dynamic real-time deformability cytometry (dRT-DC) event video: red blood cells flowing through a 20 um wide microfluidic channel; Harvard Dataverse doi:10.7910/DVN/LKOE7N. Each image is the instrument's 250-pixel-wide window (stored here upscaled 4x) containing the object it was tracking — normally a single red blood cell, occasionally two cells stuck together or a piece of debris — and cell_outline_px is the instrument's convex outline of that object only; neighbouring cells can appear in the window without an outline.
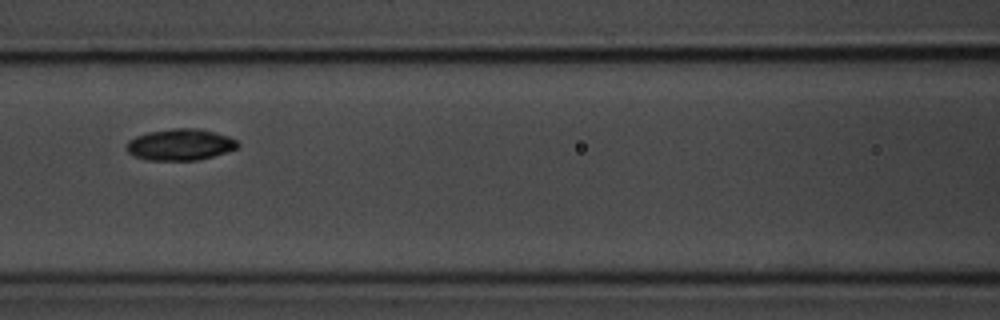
{"species": "common noctule bat (a hibernating species)", "species_latin": "Nyctalus noctula", "temperature_condition": "room temperature", "stored_images_in_passage": 6, "camera_frame_rate_fps": 3000, "um_per_image_px": 0.085, "animal": {"sex": "male", "body_mass_g": 20.1, "forearm_length_mm": 53.5}, "frame": {"image": 1, "passage_image": 3, "time_ms": 2.333, "image_size_px": [1000, 320], "cell_outline_px": [[240, 144], [236, 148], [212, 156], [196, 160], [148, 160], [132, 156], [124, 148], [124, 144], [128, 140], [136, 136], [148, 132], [172, 128], [200, 128], [216, 132], [228, 136], [236, 140]], "centroid_in_image_um": [15.26, 12.28], "position_along_channel_um": 151.3, "area_um2": 20.52}}
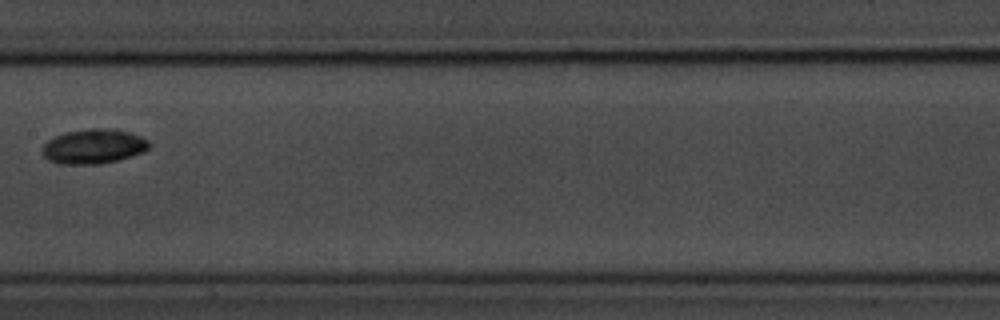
{"frame": {"image": 2, "passage_image": 4, "time_ms": 3.667, "image_size_px": [1000, 320], "cell_outline_px": [[152, 144], [144, 152], [116, 160], [100, 164], [60, 164], [48, 160], [40, 152], [40, 148], [48, 140], [64, 132], [92, 128], [116, 128], [140, 136], [148, 140]], "centroid_in_image_um": [7.94, 12.44], "position_along_channel_um": 199.5, "area_um2": 21.79}}